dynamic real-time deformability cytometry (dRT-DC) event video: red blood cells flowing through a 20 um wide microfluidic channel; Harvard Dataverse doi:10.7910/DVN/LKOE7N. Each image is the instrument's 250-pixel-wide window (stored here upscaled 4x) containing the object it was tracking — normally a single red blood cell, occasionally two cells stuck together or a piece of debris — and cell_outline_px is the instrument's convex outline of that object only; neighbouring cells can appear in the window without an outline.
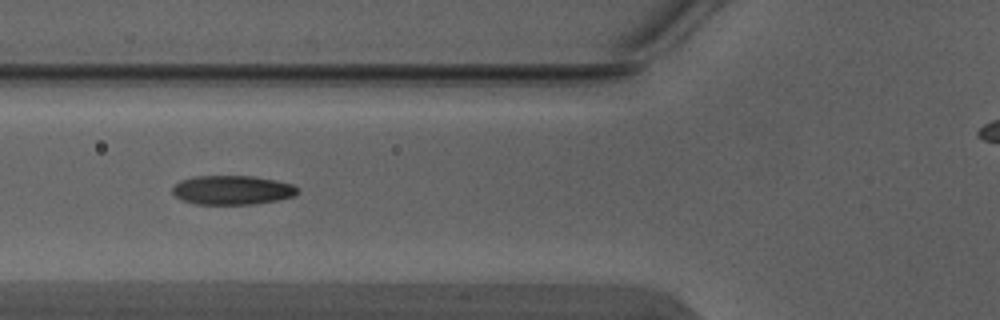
{"species": "Egyptian fruit bat (a non-hibernating species)", "species_latin": "Rousettus aegyptiacus", "temperature_condition": "warm", "stored_images_in_passage": 7, "camera_frame_rate_fps": 3000, "um_per_image_px": 0.085, "animal": {"sex": "male"}, "frame": {"image": 1, "passage_image": 5, "time_ms": 1.333, "image_size_px": [1000, 320], "cell_outline_px": [[300, 192], [292, 196], [276, 200], [252, 204], [196, 204], [180, 200], [172, 192], [172, 188], [180, 180], [192, 176], [252, 176], [276, 180], [292, 184]], "centroid_in_image_um": [19.7, 16.15], "position_along_channel_um": 106.1, "area_um2": 21.21}}
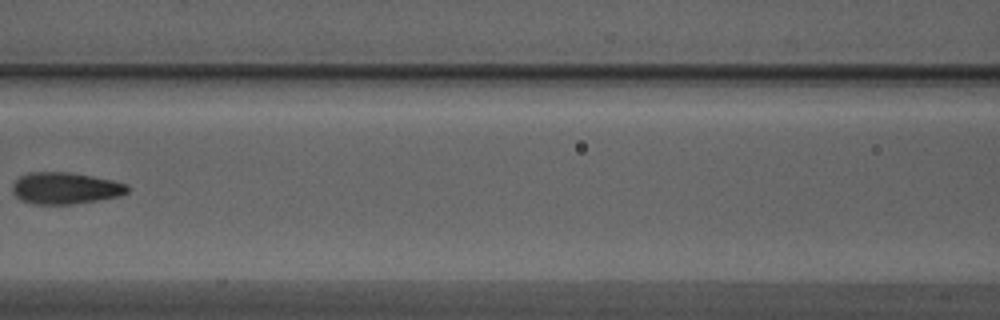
{"frame": {"image": 2, "passage_image": 6, "time_ms": 1.667, "image_size_px": [1000, 320], "cell_outline_px": [[128, 192], [116, 196], [96, 200], [72, 204], [32, 204], [20, 200], [12, 192], [12, 184], [20, 176], [28, 172], [68, 172], [92, 176], [112, 180], [128, 184]], "centroid_in_image_um": [5.5, 15.99], "position_along_channel_um": 161.1, "area_um2": 21.15}}
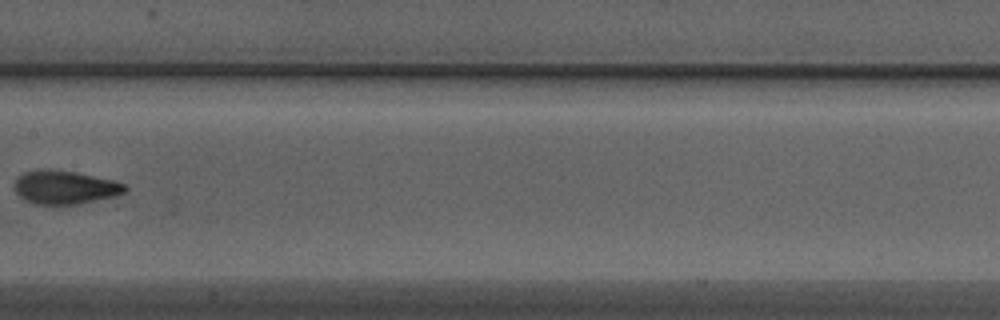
{"frame": {"image": 3, "passage_image": 7, "time_ms": 2.0, "image_size_px": [1000, 320], "cell_outline_px": [[128, 188], [124, 192], [116, 196], [80, 204], [32, 204], [24, 200], [16, 192], [16, 176], [24, 172], [40, 168], [44, 168], [76, 172], [112, 180], [124, 184]], "centroid_in_image_um": [5.5, 15.92], "position_along_channel_um": 201.9, "area_um2": 21.68}}